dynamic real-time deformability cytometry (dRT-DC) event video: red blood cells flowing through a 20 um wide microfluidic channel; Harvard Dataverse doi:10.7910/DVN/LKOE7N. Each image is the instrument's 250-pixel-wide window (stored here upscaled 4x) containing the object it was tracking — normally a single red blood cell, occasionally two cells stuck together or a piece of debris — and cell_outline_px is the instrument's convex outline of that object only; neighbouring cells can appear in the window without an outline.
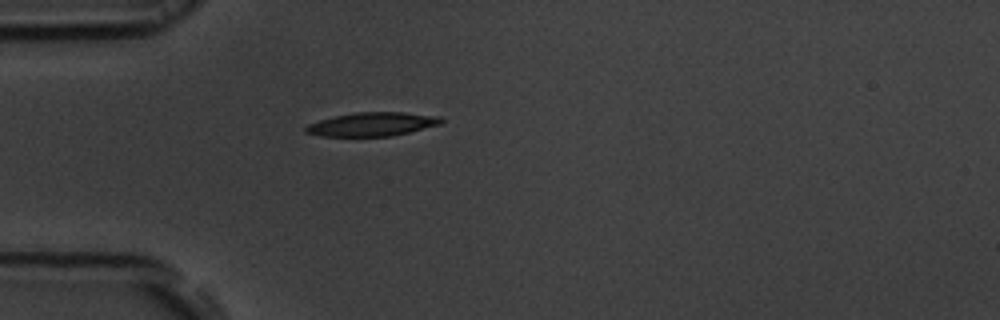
{"species": "common noctule bat (a hibernating species)", "species_latin": "Nyctalus noctula", "temperature_condition": "room temperature", "stored_images_in_passage": 39, "camera_frame_rate_fps": 3000, "um_per_image_px": 0.085, "animal": {"sex": "male", "body_mass_g": 19.5, "forearm_length_mm": 54.6}, "frame": {"image": 1, "passage_image": 1, "time_ms": 0.0, "image_size_px": [1000, 320], "cell_outline_px": [[444, 120], [440, 124], [392, 136], [320, 136], [304, 132], [304, 128], [308, 124], [320, 120], [336, 116], [356, 112], [404, 112], [440, 116]], "centroid_in_image_um": [31.63, 10.55], "position_along_channel_um": 53.4, "area_um2": 18.61}}
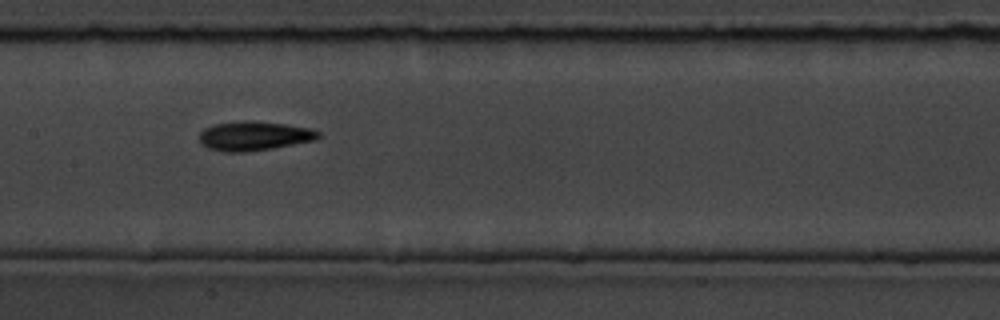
{"frame": {"image": 2, "passage_image": 12, "time_ms": 3.667, "image_size_px": [1000, 320], "cell_outline_px": [[320, 136], [316, 140], [272, 148], [244, 152], [224, 152], [208, 148], [200, 144], [200, 132], [204, 128], [216, 124], [244, 120], [252, 120], [284, 124], [312, 128], [320, 132]], "centroid_in_image_um": [21.6, 11.55], "position_along_channel_um": 185.8, "area_um2": 20.35}}
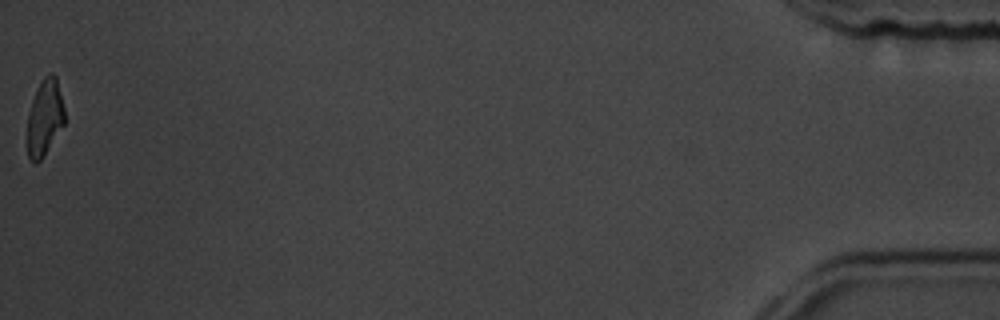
{"frame": {"image": 3, "passage_image": 39, "time_ms": 12.667, "image_size_px": [1000, 320], "cell_outline_px": [[64, 124], [40, 160], [36, 164], [28, 156], [28, 112], [32, 100], [44, 76], [48, 72], [52, 72], [56, 76], [64, 108]], "centroid_in_image_um": [3.8, 9.96], "position_along_channel_um": 431.4, "area_um2": 16.18}, "authors_computed_cell_mechanics": {"area_um2": 18.8428, "velocity_mm_per_s": 3.8422, "shape_relaxation_time_tau1_ms": 4.3, "shape_relaxation_time_tau2_ms": 4.7899, "deformation_change_tau1": 0.1651, "deformation_change_tau2": 0.1437}}